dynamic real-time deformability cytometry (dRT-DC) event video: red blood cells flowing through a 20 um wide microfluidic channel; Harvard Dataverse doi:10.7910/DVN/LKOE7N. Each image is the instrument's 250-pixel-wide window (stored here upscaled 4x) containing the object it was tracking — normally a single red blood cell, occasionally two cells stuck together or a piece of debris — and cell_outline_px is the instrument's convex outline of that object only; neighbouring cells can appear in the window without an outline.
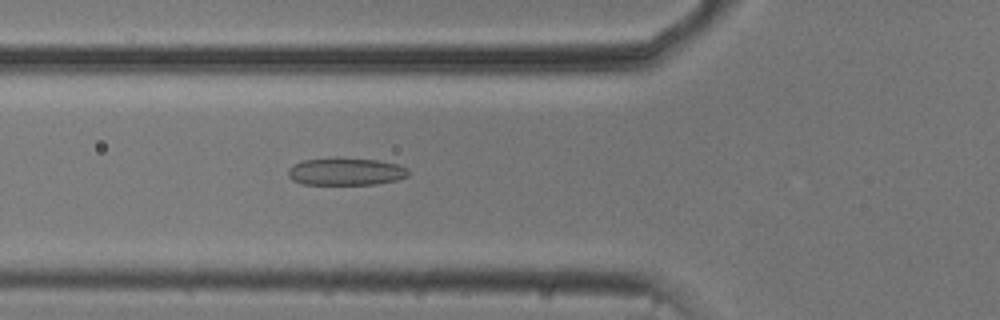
{"species": "common noctule bat (a hibernating species)", "species_latin": "Nyctalus noctula", "temperature_condition": "cold", "stored_images_in_passage": 53, "camera_frame_rate_fps": 3000, "um_per_image_px": 0.085, "animal": {"sex": "male", "body_mass_g": 20.5, "forearm_length_mm": 52.5}, "frame": {"image": 1, "passage_image": 19, "time_ms": 6.0, "image_size_px": [1000, 320], "cell_outline_px": [[408, 176], [396, 180], [376, 184], [300, 184], [292, 180], [288, 176], [288, 168], [292, 164], [304, 160], [340, 156], [380, 160], [400, 164], [408, 168]], "centroid_in_image_um": [29.39, 14.55], "position_along_channel_um": 96.4, "area_um2": 19.83}}
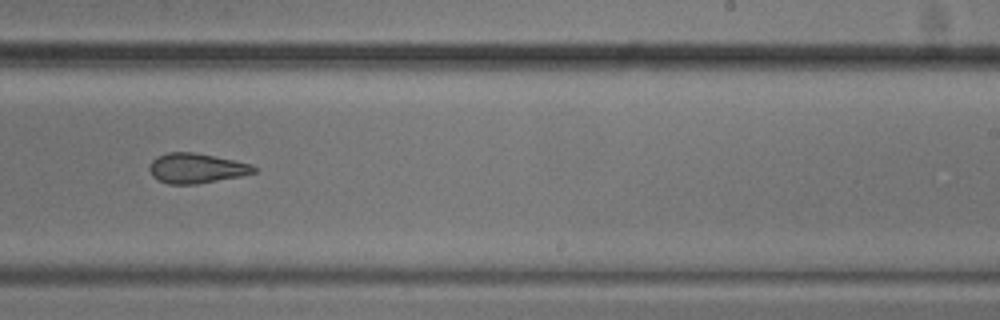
{"frame": {"image": 2, "passage_image": 33, "time_ms": 10.667, "image_size_px": [1000, 320], "cell_outline_px": [[256, 172], [240, 176], [196, 184], [168, 184], [152, 176], [148, 168], [152, 160], [156, 156], [168, 152], [196, 152], [252, 164], [256, 168]], "centroid_in_image_um": [16.67, 14.29], "position_along_channel_um": 272.3, "area_um2": 18.21}}
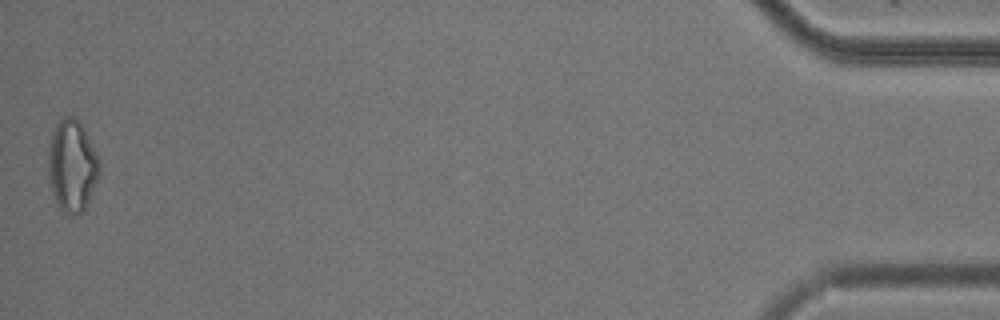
{"frame": {"image": 3, "passage_image": 53, "time_ms": 17.333, "image_size_px": [1000, 320], "cell_outline_px": [[100, 172], [84, 212], [76, 216], [68, 216], [60, 208], [56, 200], [48, 176], [48, 148], [52, 132], [56, 124], [60, 120], [68, 116], [72, 116], [80, 120], [96, 152], [100, 164]], "centroid_in_image_um": [6.13, 14.1], "position_along_channel_um": 429.1, "area_um2": 27.51}, "authors_computed_cell_mechanics": {"area_um2": 20.808, "velocity_mm_per_s": 3.7486, "shape_relaxation_time_tau1_ms": 11.0813, "shape_relaxation_time_tau2_ms": 2.4304, "deformation_change_tau1": 0.2209, "deformation_change_tau2": 0.11}}